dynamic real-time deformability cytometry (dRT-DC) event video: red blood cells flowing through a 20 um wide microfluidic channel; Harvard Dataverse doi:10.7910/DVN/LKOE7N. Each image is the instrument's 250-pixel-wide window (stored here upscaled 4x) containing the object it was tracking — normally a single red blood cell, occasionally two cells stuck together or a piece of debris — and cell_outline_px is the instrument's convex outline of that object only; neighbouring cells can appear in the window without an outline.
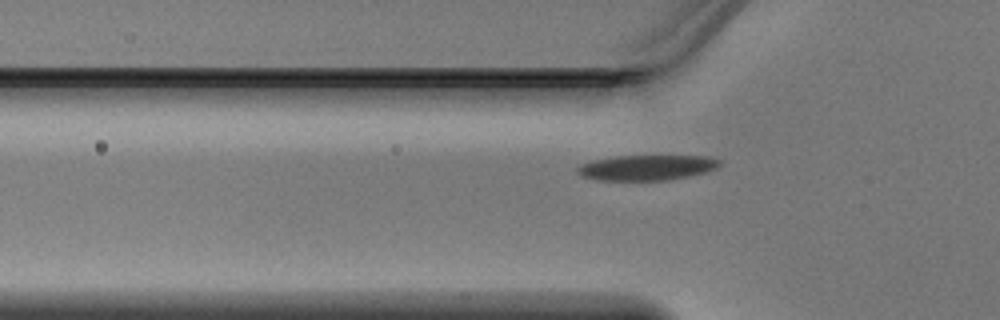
{"species": "Egyptian fruit bat (a non-hibernating species)", "species_latin": "Rousettus aegyptiacus", "temperature_condition": "warm", "stored_images_in_passage": 34, "camera_frame_rate_fps": 3000, "um_per_image_px": 0.085, "animal": {"sex": "male"}, "frame": {"image": 1, "passage_image": 5, "time_ms": 1.333, "image_size_px": [1000, 320], "cell_outline_px": [[720, 164], [716, 168], [704, 172], [688, 176], [668, 180], [596, 180], [580, 176], [576, 172], [576, 168], [580, 164], [592, 160], [616, 156], [708, 156], [720, 160]], "centroid_in_image_um": [54.91, 14.24], "position_along_channel_um": 70.9, "area_um2": 20.98}}
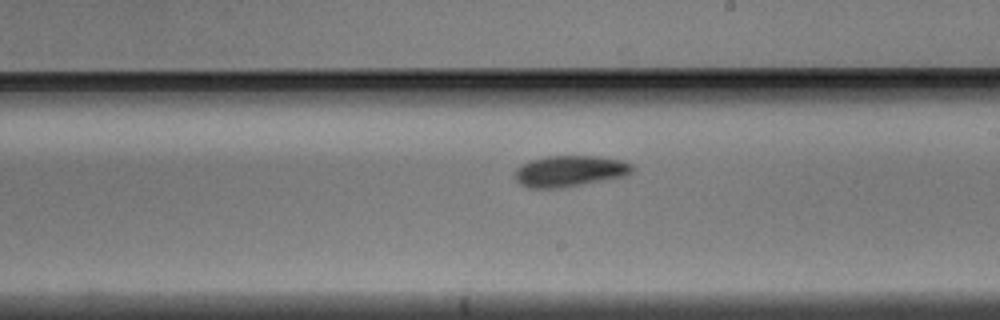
{"frame": {"image": 2, "passage_image": 17, "time_ms": 5.333, "image_size_px": [1000, 320], "cell_outline_px": [[632, 172], [624, 176], [564, 188], [528, 188], [520, 184], [512, 176], [516, 168], [528, 160], [548, 156], [596, 156], [620, 160], [632, 164]], "centroid_in_image_um": [48.36, 14.55], "position_along_channel_um": 240.6, "area_um2": 21.44}}
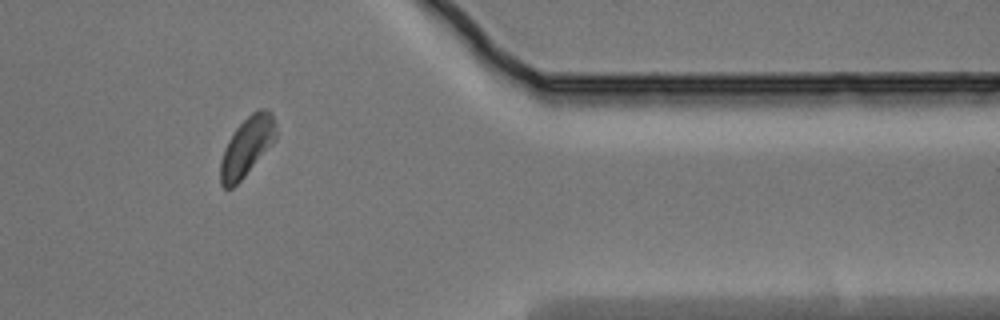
{"frame": {"image": 3, "passage_image": 29, "time_ms": 9.333, "image_size_px": [1000, 320], "cell_outline_px": [[276, 140], [244, 176], [232, 188], [224, 188], [220, 184], [220, 160], [224, 148], [228, 140], [236, 128], [252, 112], [260, 108], [268, 108], [272, 112], [276, 124]], "centroid_in_image_um": [20.99, 12.43], "position_along_channel_um": 390.4, "area_um2": 19.13}}